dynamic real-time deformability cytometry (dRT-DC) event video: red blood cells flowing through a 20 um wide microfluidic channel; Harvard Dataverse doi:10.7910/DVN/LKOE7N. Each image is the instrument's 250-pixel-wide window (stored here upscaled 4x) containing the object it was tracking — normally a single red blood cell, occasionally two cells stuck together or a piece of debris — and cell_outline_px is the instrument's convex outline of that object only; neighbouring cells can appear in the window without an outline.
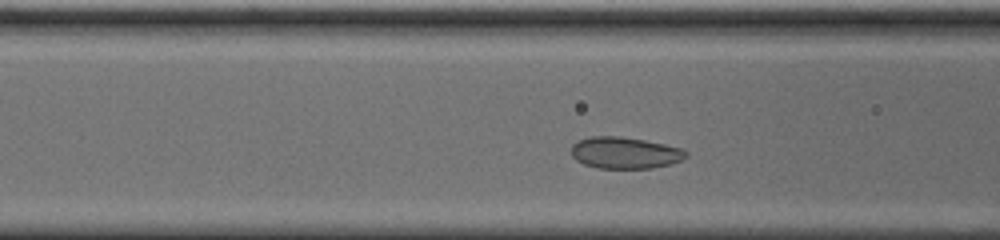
{"species": "common noctule bat (a hibernating species)", "species_latin": "Nyctalus noctula", "temperature_condition": "cold", "stored_images_in_passage": 33, "camera_frame_rate_fps": 3000, "um_per_image_px": 0.085, "animal": {"sex": "male", "body_mass_g": 20.0, "forearm_length_mm": 53.3}, "frame": {"image": 1, "passage_image": 10, "time_ms": 3.0, "image_size_px": [1000, 240], "cell_outline_px": [[688, 156], [680, 160], [668, 164], [652, 168], [596, 168], [584, 164], [576, 160], [572, 156], [572, 144], [580, 140], [592, 136], [620, 136], [644, 140], [684, 148], [688, 152]], "centroid_in_image_um": [53.13, 12.98], "position_along_channel_um": 113.5, "area_um2": 21.1}}
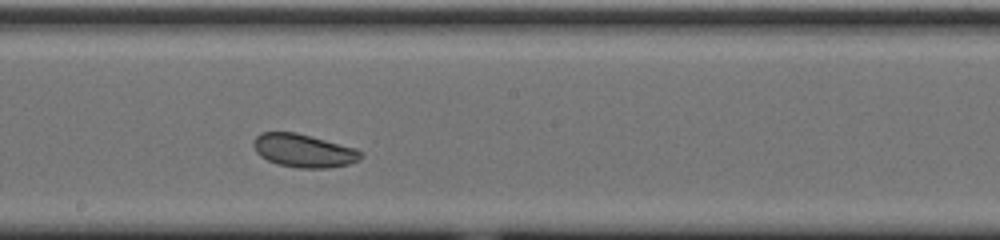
{"frame": {"image": 2, "passage_image": 19, "time_ms": 6.0, "image_size_px": [1000, 240], "cell_outline_px": [[364, 156], [360, 160], [348, 164], [328, 168], [300, 168], [276, 164], [260, 156], [256, 152], [252, 144], [256, 136], [260, 132], [296, 132], [356, 148], [364, 152]], "centroid_in_image_um": [25.83, 12.81], "position_along_channel_um": 222.4, "area_um2": 20.98}}
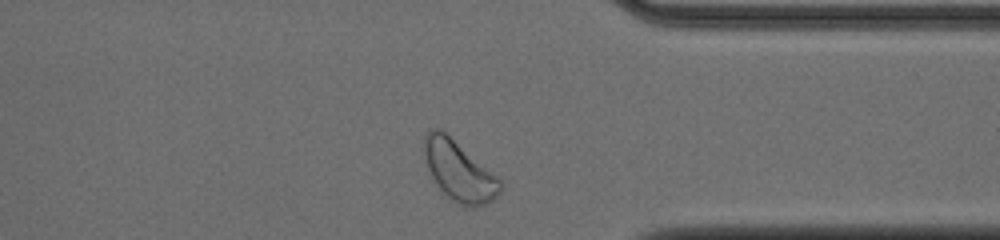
{"frame": {"image": 3, "passage_image": 32, "time_ms": 10.333, "image_size_px": [1000, 240], "cell_outline_px": [[500, 192], [488, 204], [472, 208], [456, 204], [448, 200], [432, 180], [424, 156], [424, 136], [428, 128], [440, 128], [496, 176], [500, 180]], "centroid_in_image_um": [38.96, 14.57], "position_along_channel_um": 372.4, "area_um2": 26.59}, "authors_computed_cell_mechanics": {"area_um2": 21.0392, "velocity_mm_per_s": 3.6435, "shape_relaxation_time_tau1_ms": 2.6143, "shape_relaxation_time_tau2_ms": null, "deformation_change_tau1": 0.061, "deformation_change_tau2": null}}